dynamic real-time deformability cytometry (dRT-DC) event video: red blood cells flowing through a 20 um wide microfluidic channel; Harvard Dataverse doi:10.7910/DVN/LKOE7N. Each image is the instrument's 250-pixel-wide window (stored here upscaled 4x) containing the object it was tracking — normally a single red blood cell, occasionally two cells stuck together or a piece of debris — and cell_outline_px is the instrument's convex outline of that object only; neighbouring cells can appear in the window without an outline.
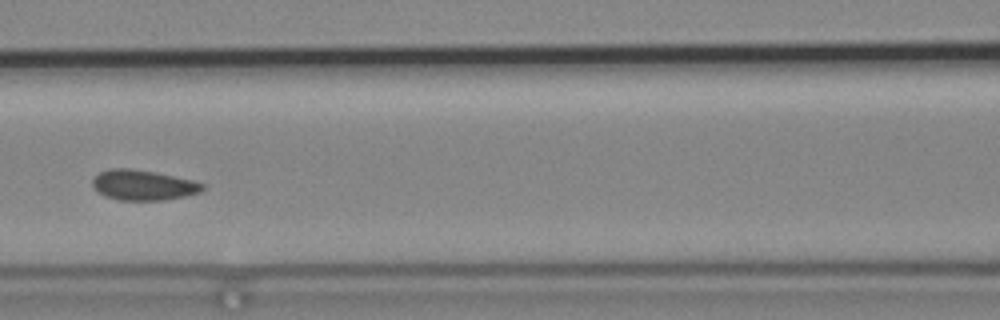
{"species": "common noctule bat (a hibernating species)", "species_latin": "Nyctalus noctula", "temperature_condition": "cold", "stored_images_in_passage": 9, "camera_frame_rate_fps": 3000, "um_per_image_px": 0.085, "animal": {"sex": "male", "body_mass_g": 19.2, "forearm_length_mm": 51.8}, "frame": {"image": 1, "passage_image": 6, "time_ms": 1.667, "image_size_px": [1000, 320], "cell_outline_px": [[204, 188], [200, 192], [184, 196], [164, 200], [120, 200], [104, 196], [92, 184], [92, 180], [100, 172], [108, 168], [128, 168], [156, 172], [192, 180], [204, 184]], "centroid_in_image_um": [12.17, 15.73], "position_along_channel_um": 154.4, "area_um2": 19.25}}
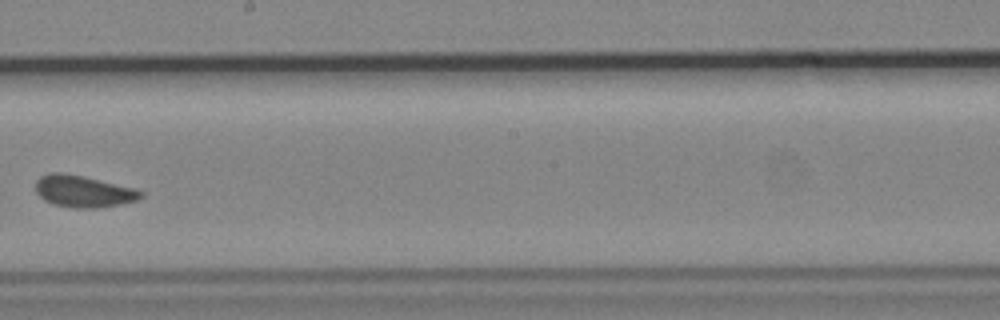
{"frame": {"image": 2, "passage_image": 8, "time_ms": 2.333, "image_size_px": [1000, 320], "cell_outline_px": [[144, 196], [136, 200], [120, 204], [96, 208], [76, 208], [52, 204], [44, 200], [36, 192], [36, 180], [40, 176], [48, 172], [64, 172], [84, 176], [132, 188], [144, 192]], "centroid_in_image_um": [7.04, 16.25], "position_along_channel_um": 241.2, "area_um2": 19.48}}
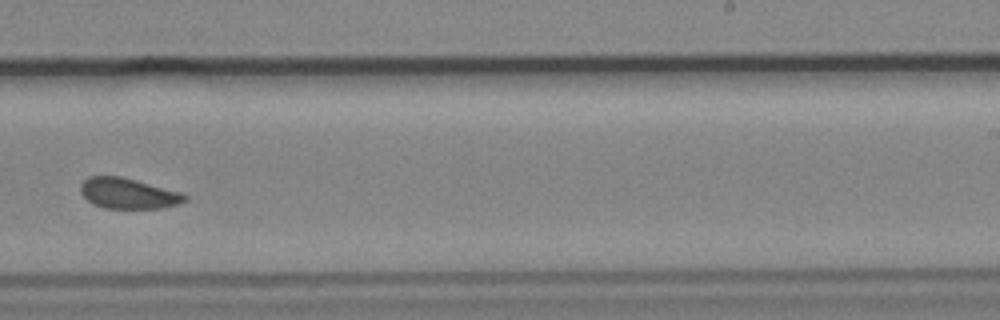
{"frame": {"image": 3, "passage_image": 9, "time_ms": 2.667, "image_size_px": [1000, 320], "cell_outline_px": [[188, 200], [176, 204], [160, 208], [104, 208], [92, 204], [80, 192], [80, 184], [88, 176], [120, 176], [184, 192], [188, 196]], "centroid_in_image_um": [10.91, 16.43], "position_along_channel_um": 278.1, "area_um2": 18.73}}